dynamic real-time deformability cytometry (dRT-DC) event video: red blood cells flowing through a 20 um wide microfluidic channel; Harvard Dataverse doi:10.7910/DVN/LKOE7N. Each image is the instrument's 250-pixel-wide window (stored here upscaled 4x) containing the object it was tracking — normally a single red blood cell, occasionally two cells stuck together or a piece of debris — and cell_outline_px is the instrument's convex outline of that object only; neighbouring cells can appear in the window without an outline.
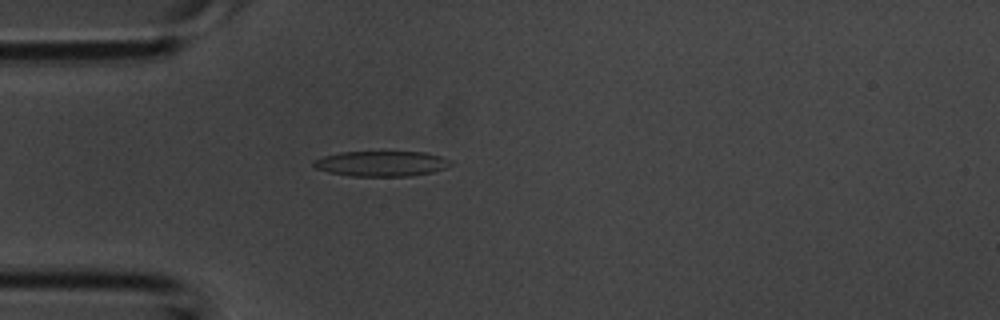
{"species": "common noctule bat (a hibernating species)", "species_latin": "Nyctalus noctula", "temperature_condition": "room temperature", "stored_images_in_passage": 35, "camera_frame_rate_fps": 3000, "um_per_image_px": 0.085, "animal": {"sex": "male", "body_mass_g": 20.1, "forearm_length_mm": 53.5}, "frame": {"image": 1, "passage_image": 5, "time_ms": 1.333, "image_size_px": [1000, 320], "cell_outline_px": [[452, 160], [444, 168], [432, 172], [412, 176], [352, 176], [328, 172], [316, 168], [312, 164], [312, 160], [324, 156], [340, 152], [424, 152], [440, 156]], "centroid_in_image_um": [32.38, 13.91], "position_along_channel_um": 52.6, "area_um2": 20.11}}
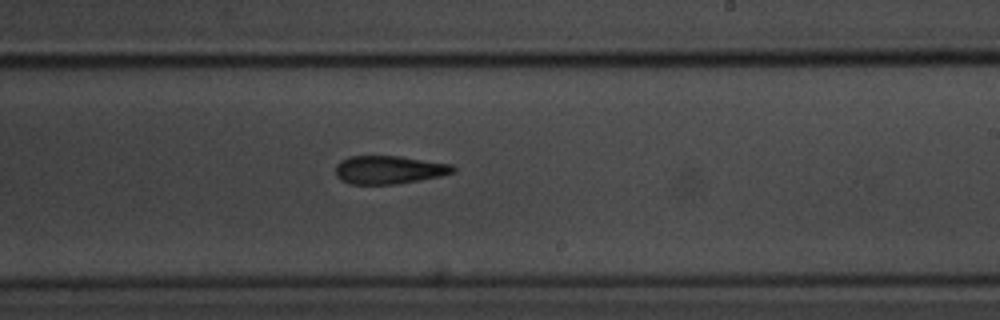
{"frame": {"image": 2, "passage_image": 18, "time_ms": 5.667, "image_size_px": [1000, 320], "cell_outline_px": [[456, 172], [440, 176], [420, 180], [396, 184], [348, 184], [340, 180], [336, 176], [336, 164], [340, 160], [348, 156], [400, 156], [452, 164], [456, 168]], "centroid_in_image_um": [33.05, 14.43], "position_along_channel_um": 255.9, "area_um2": 19.54}}
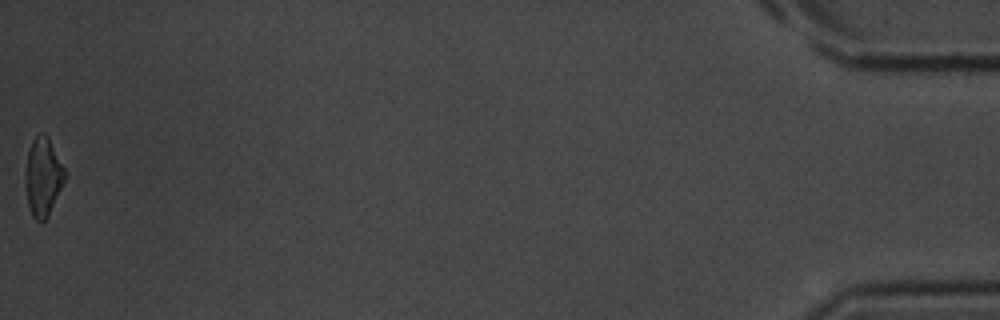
{"frame": {"image": 3, "passage_image": 35, "time_ms": 11.333, "image_size_px": [1000, 320], "cell_outline_px": [[64, 180], [48, 216], [40, 224], [32, 216], [28, 204], [24, 176], [24, 172], [28, 152], [32, 140], [40, 132], [44, 132], [48, 136], [64, 168]], "centroid_in_image_um": [3.62, 15.02], "position_along_channel_um": 431.6, "area_um2": 17.86}}